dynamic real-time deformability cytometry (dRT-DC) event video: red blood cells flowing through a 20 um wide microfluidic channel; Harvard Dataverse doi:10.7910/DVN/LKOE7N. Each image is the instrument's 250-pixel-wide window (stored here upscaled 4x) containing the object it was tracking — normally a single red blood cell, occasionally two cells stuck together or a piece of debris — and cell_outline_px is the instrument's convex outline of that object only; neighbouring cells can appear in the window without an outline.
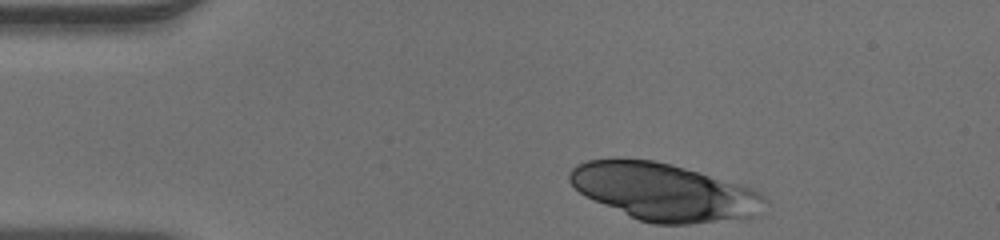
{"species": "human", "species_latin": "Homo sapiens", "temperature_condition": "warm", "stored_images_in_passage": 36, "camera_frame_rate_fps": 3000, "um_per_image_px": 0.085, "donor": {"sex": "male"}, "frame": {"image": 1, "passage_image": 1, "time_ms": 0.0, "image_size_px": [1000, 240], "cell_outline_px": [[768, 200], [752, 216], [688, 224], [652, 224], [640, 220], [584, 196], [568, 180], [568, 172], [576, 164], [588, 160], [616, 156], [620, 156], [656, 160], [684, 168], [752, 188], [768, 196]], "centroid_in_image_um": [56.35, 16.26], "position_along_channel_um": 28.6, "area_um2": 65.03}}